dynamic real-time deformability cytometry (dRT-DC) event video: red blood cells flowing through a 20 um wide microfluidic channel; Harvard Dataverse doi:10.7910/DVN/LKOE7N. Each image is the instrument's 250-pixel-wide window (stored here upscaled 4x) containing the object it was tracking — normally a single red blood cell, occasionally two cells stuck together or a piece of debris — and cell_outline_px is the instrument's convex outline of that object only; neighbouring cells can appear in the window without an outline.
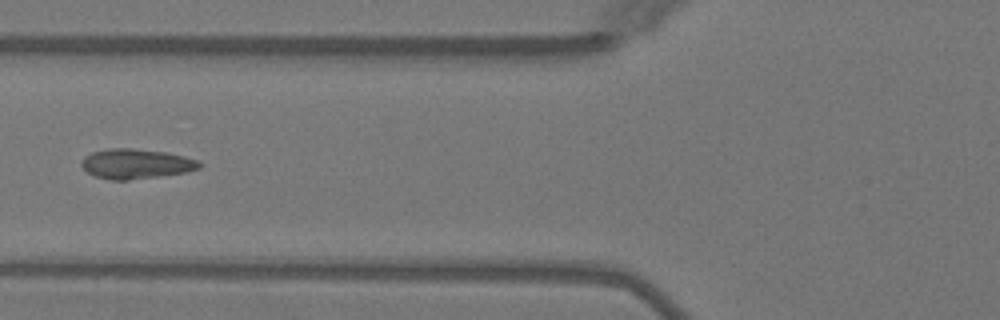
{"species": "Egyptian fruit bat (a non-hibernating species)", "species_latin": "Rousettus aegyptiacus", "temperature_condition": "warm", "stored_images_in_passage": 5, "camera_frame_rate_fps": 3000, "um_per_image_px": 0.085, "animal": {"sex": "female"}, "frame": {"image": 1, "passage_image": 4, "time_ms": 4.0, "image_size_px": [1000, 320], "cell_outline_px": [[204, 164], [200, 168], [188, 172], [128, 180], [112, 180], [96, 176], [88, 172], [80, 164], [80, 160], [84, 156], [92, 152], [108, 148], [132, 148], [168, 152], [200, 160]], "centroid_in_image_um": [11.6, 13.91], "position_along_channel_um": 114.2, "area_um2": 20.75}}
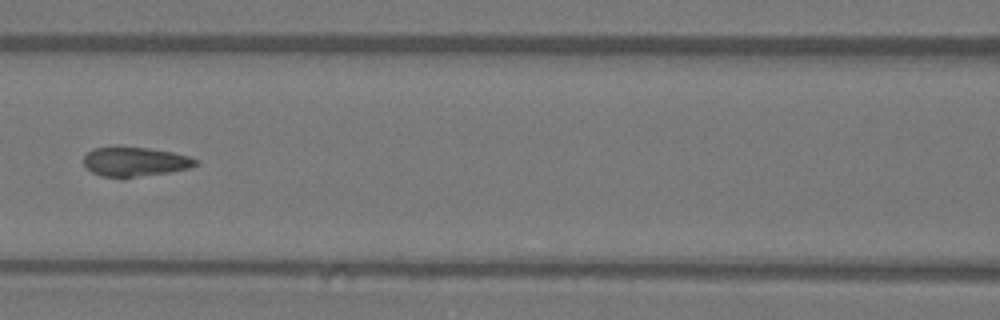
{"frame": {"image": 2, "passage_image": 5, "time_ms": 5.0, "image_size_px": [1000, 320], "cell_outline_px": [[200, 164], [192, 168], [124, 180], [100, 176], [92, 172], [84, 164], [84, 156], [92, 148], [148, 148], [172, 152], [188, 156], [200, 160]], "centroid_in_image_um": [11.52, 13.8], "position_along_channel_um": 155.1, "area_um2": 19.54}}